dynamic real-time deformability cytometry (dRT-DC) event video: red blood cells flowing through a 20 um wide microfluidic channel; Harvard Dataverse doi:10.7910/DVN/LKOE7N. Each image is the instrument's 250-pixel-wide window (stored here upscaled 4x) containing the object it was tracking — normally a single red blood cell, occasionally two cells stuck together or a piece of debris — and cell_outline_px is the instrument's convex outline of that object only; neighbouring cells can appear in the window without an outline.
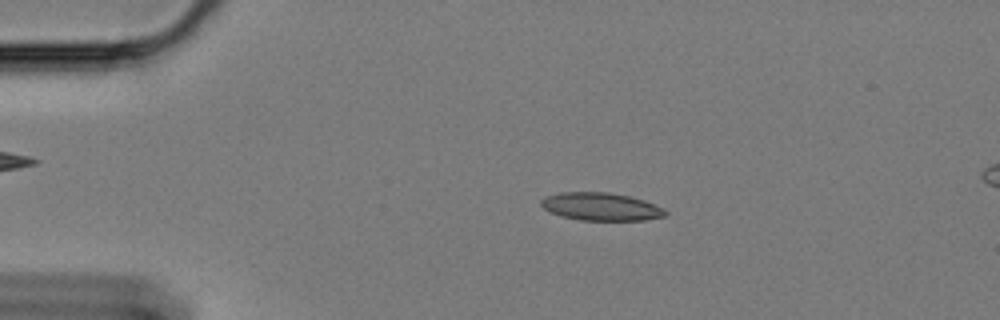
{"species": "Egyptian fruit bat (a non-hibernating species)", "species_latin": "Rousettus aegyptiacus", "temperature_condition": "cold", "stored_images_in_passage": 56, "camera_frame_rate_fps": 3000, "um_per_image_px": 0.085, "animal": {"sex": "female"}, "frame": {"image": 1, "passage_image": 9, "time_ms": 2.667, "image_size_px": [1000, 320], "cell_outline_px": [[668, 216], [644, 220], [580, 220], [560, 216], [544, 208], [540, 204], [540, 200], [548, 196], [560, 192], [608, 192], [628, 196], [644, 200], [664, 208], [668, 212]], "centroid_in_image_um": [51.12, 17.57], "position_along_channel_um": 33.9, "area_um2": 20.17}}
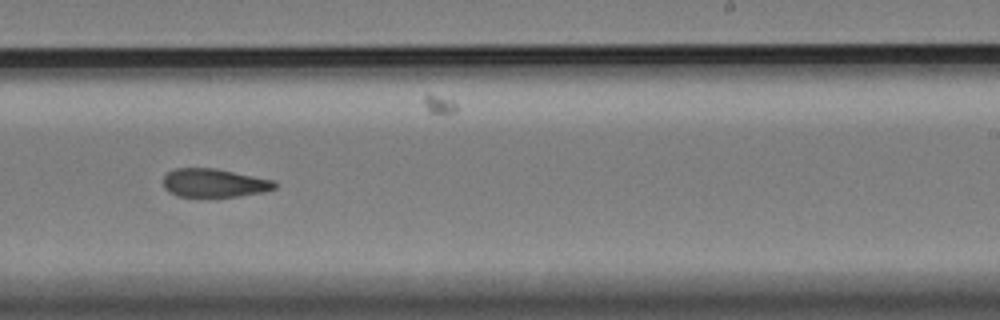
{"frame": {"image": 2, "passage_image": 34, "time_ms": 11.0, "image_size_px": [1000, 320], "cell_outline_px": [[276, 188], [264, 192], [240, 196], [176, 196], [168, 192], [164, 188], [164, 176], [168, 172], [176, 168], [216, 168], [276, 180]], "centroid_in_image_um": [18.23, 15.54], "position_along_channel_um": 270.8, "area_um2": 18.61}}
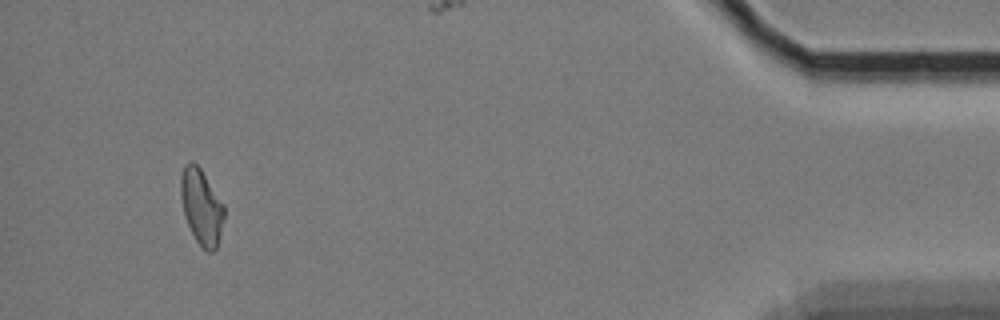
{"frame": {"image": 3, "passage_image": 53, "time_ms": 17.333, "image_size_px": [1000, 320], "cell_outline_px": [[224, 216], [220, 236], [216, 248], [212, 252], [208, 252], [196, 240], [184, 216], [180, 196], [180, 176], [184, 164], [188, 160], [192, 160], [200, 168], [224, 204]], "centroid_in_image_um": [17.1, 17.53], "position_along_channel_um": 418.1, "area_um2": 19.13}, "authors_computed_cell_mechanics": {"area_um2": 19.5653, "velocity_mm_per_s": 3.3685, "shape_relaxation_time_tau1_ms": null, "shape_relaxation_time_tau2_ms": 4.325, "deformation_change_tau1": null, "deformation_change_tau2": 0.1194}}